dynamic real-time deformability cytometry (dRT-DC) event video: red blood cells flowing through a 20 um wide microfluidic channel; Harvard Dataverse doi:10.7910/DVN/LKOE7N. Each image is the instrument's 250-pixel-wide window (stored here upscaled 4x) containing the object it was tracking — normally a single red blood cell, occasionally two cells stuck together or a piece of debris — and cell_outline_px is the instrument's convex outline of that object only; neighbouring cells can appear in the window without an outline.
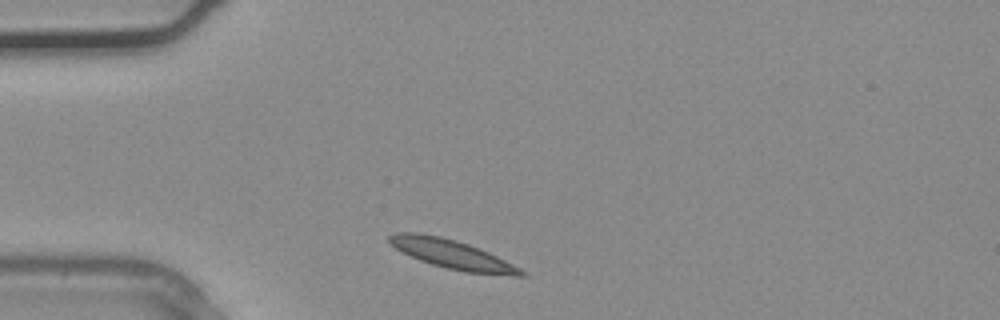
{"species": "common noctule bat (a hibernating species)", "species_latin": "Nyctalus noctula", "temperature_condition": "warm", "stored_images_in_passage": 2, "camera_frame_rate_fps": 3000, "um_per_image_px": 0.085, "animal": {"sex": "male", "body_mass_g": 20.4}, "frame": {"image": 1, "passage_image": 1, "time_ms": 0.0, "image_size_px": [1000, 320], "cell_outline_px": [[528, 276], [512, 276], [464, 272], [432, 264], [420, 260], [396, 248], [388, 240], [388, 236], [396, 232], [420, 232], [440, 236], [456, 240], [468, 244], [488, 252], [528, 272]], "centroid_in_image_um": [38.47, 21.62], "position_along_channel_um": 46.5, "area_um2": 22.14}}